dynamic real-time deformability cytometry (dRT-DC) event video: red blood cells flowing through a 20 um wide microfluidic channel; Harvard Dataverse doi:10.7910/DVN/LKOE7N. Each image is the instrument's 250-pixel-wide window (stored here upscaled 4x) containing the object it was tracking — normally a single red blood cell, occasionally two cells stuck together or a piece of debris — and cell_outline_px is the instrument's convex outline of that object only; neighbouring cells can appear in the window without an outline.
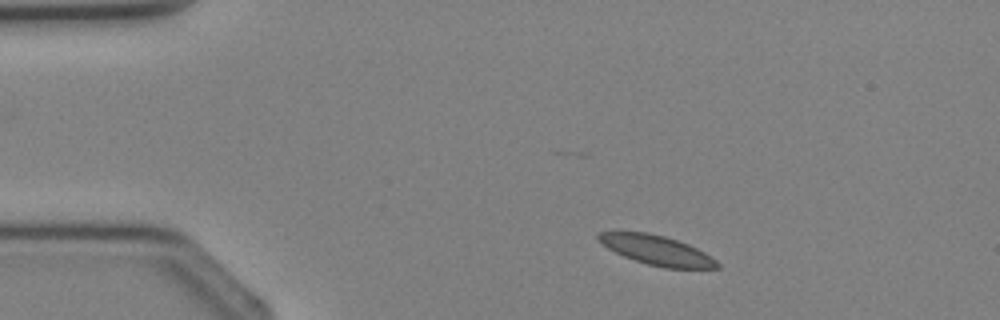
{"species": "Egyptian fruit bat (a non-hibernating species)", "species_latin": "Rousettus aegyptiacus", "temperature_condition": "cold", "stored_images_in_passage": 2, "camera_frame_rate_fps": 3000, "um_per_image_px": 0.085, "animal": {"sex": "female"}, "frame": {"image": 1, "passage_image": 1, "time_ms": 0.0, "image_size_px": [1000, 320], "cell_outline_px": [[720, 268], [664, 268], [648, 264], [624, 256], [608, 248], [596, 240], [596, 236], [600, 232], [648, 232], [664, 236], [688, 244], [704, 252], [716, 260], [720, 264]], "centroid_in_image_um": [55.82, 21.26], "position_along_channel_um": 29.2, "area_um2": 20.23}}